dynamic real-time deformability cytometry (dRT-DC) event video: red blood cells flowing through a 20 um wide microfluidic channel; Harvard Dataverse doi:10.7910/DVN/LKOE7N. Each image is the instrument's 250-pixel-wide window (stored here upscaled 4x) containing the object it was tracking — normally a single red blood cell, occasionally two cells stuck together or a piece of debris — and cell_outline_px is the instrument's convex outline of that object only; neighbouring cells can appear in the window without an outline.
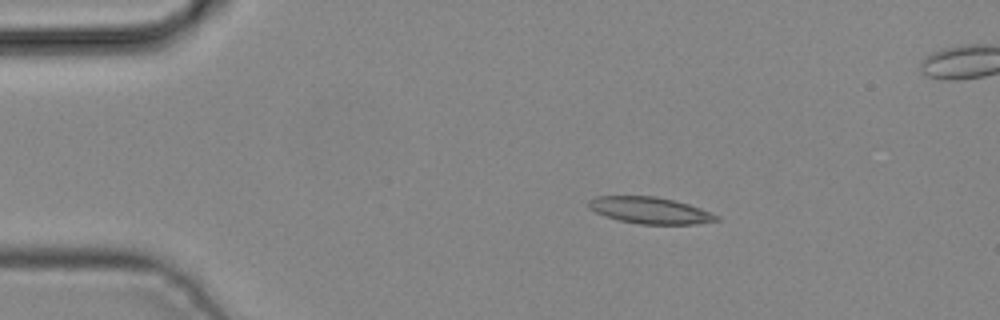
{"species": "common noctule bat (a hibernating species)", "species_latin": "Nyctalus noctula", "temperature_condition": "cold", "stored_images_in_passage": 4, "camera_frame_rate_fps": 3000, "um_per_image_px": 0.085, "animal": {"sex": "male", "body_mass_g": 19.2, "forearm_length_mm": 51.8}, "frame": {"image": 1, "passage_image": 2, "time_ms": 0.333, "image_size_px": [1000, 320], "cell_outline_px": [[720, 220], [696, 224], [640, 224], [620, 220], [596, 212], [588, 208], [588, 200], [596, 196], [656, 196], [688, 204], [712, 212], [720, 216]], "centroid_in_image_um": [55.28, 17.88], "position_along_channel_um": 29.7, "area_um2": 19.71}}